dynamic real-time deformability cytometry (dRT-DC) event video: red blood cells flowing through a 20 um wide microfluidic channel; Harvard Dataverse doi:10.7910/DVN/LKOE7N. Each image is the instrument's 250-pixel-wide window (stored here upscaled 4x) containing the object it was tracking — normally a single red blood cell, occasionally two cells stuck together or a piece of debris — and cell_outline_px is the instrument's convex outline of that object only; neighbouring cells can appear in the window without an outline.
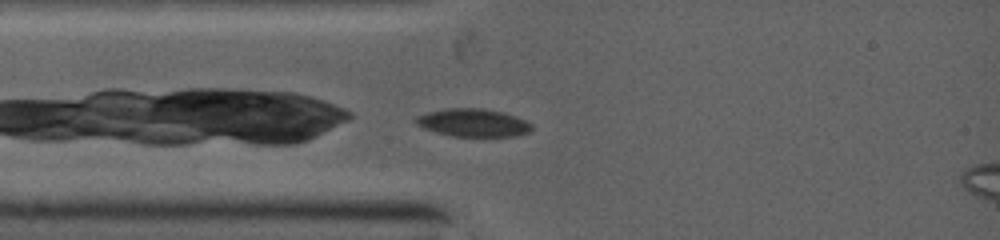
{"species": "common noctule bat (a hibernating species)", "species_latin": "Nyctalus noctula", "temperature_condition": "warm", "stored_images_in_passage": 20, "camera_frame_rate_fps": 5000, "um_per_image_px": 0.085, "animal": {"sex": "female", "body_mass_g": 19.0, "forearm_length_mm": 53.3}, "frame": {"image": 1, "passage_image": 1, "time_ms": 0.0, "image_size_px": [1000, 240], "cell_outline_px": [[532, 128], [528, 132], [512, 136], [452, 136], [436, 132], [424, 128], [416, 124], [416, 116], [428, 112], [452, 108], [480, 108], [500, 112], [524, 120], [532, 124]], "centroid_in_image_um": [40.18, 10.44], "position_along_channel_um": 44.8, "area_um2": 18.38}}
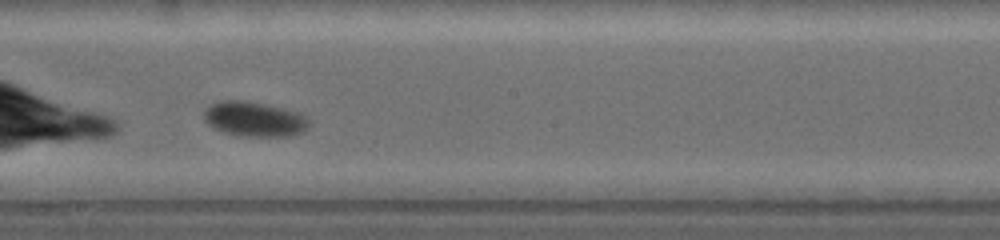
{"frame": {"image": 2, "passage_image": 10, "time_ms": 4.2, "image_size_px": [1000, 240], "cell_outline_px": [[308, 128], [296, 136], [236, 136], [224, 132], [208, 124], [204, 116], [204, 112], [212, 104], [228, 100], [236, 100], [260, 104], [292, 112], [304, 116], [308, 124]], "centroid_in_image_um": [21.59, 10.17], "position_along_channel_um": 226.6, "area_um2": 20.46}}
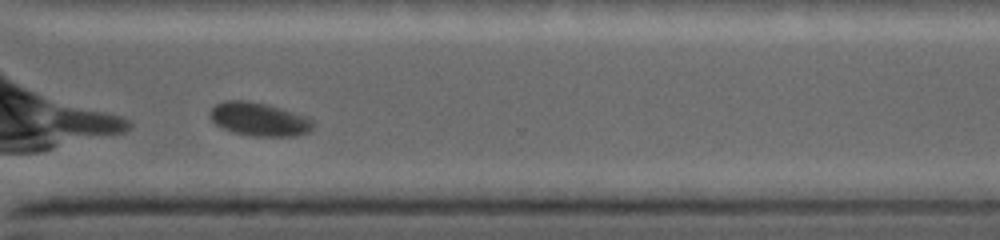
{"frame": {"image": 3, "passage_image": 16, "time_ms": 7.0, "image_size_px": [1000, 240], "cell_outline_px": [[312, 128], [308, 132], [296, 136], [252, 136], [232, 132], [220, 128], [212, 120], [212, 108], [216, 104], [228, 100], [240, 100], [264, 104], [312, 120]], "centroid_in_image_um": [21.96, 10.17], "position_along_channel_um": 348.6, "area_um2": 19.31}}